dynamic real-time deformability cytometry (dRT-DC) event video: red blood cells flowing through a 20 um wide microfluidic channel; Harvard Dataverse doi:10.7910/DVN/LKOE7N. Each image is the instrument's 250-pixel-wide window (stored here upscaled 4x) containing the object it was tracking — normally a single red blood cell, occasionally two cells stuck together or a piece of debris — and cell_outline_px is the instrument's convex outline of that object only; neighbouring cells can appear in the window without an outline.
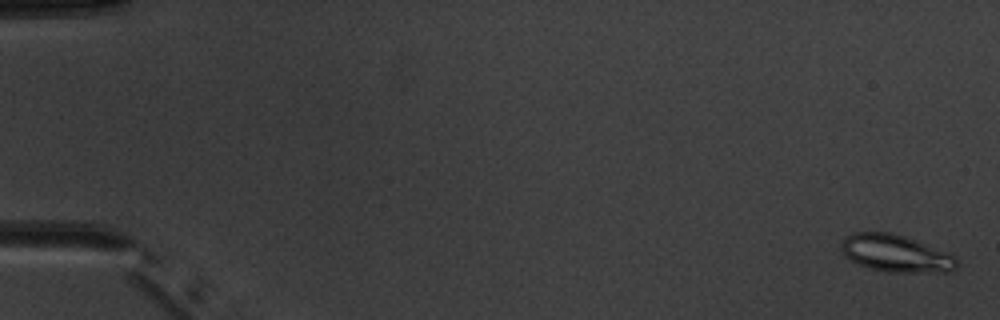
{"species": "common noctule bat (a hibernating species)", "species_latin": "Nyctalus noctula", "temperature_condition": "warm", "stored_images_in_passage": 6, "camera_frame_rate_fps": 3000, "um_per_image_px": 0.085, "animal": {"sex": "male", "body_mass_g": 20.1, "forearm_length_mm": 53.5}, "frame": {"image": 1, "passage_image": 1, "time_ms": 0.0, "image_size_px": [1000, 320], "cell_outline_px": [[956, 268], [948, 272], [888, 272], [872, 268], [860, 264], [844, 256], [840, 248], [840, 244], [852, 232], [892, 232], [904, 236], [956, 256]], "centroid_in_image_um": [76.12, 21.54], "position_along_channel_um": 8.9, "area_um2": 24.74}}